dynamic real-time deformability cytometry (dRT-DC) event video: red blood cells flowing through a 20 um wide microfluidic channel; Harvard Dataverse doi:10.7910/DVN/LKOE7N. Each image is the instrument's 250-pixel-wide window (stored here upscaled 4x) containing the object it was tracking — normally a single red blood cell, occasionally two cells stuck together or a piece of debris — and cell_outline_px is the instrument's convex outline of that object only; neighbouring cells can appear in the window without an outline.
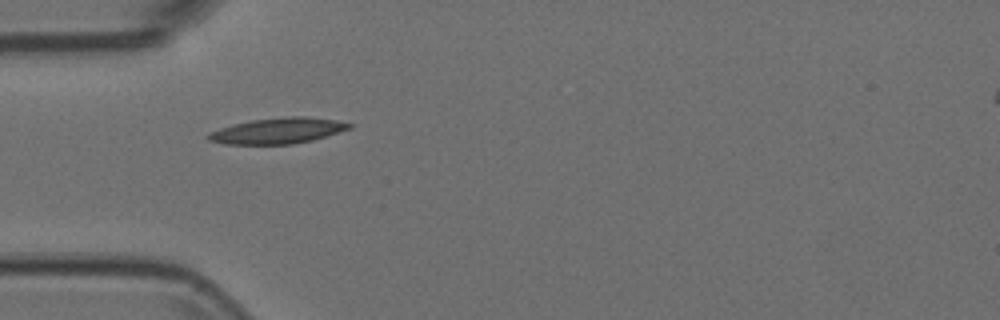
{"species": "Egyptian fruit bat (a non-hibernating species)", "species_latin": "Rousettus aegyptiacus", "temperature_condition": "room temperature", "stored_images_in_passage": 38, "camera_frame_rate_fps": 3000, "um_per_image_px": 0.085, "animal": {"sex": "female"}, "frame": {"image": 1, "passage_image": 1, "time_ms": 0.0, "image_size_px": [1000, 320], "cell_outline_px": [[352, 128], [312, 140], [292, 144], [224, 144], [208, 140], [204, 136], [208, 132], [232, 124], [252, 120], [292, 116], [304, 116], [336, 120], [352, 124]], "centroid_in_image_um": [23.57, 11.12], "position_along_channel_um": 61.4, "area_um2": 21.15}}
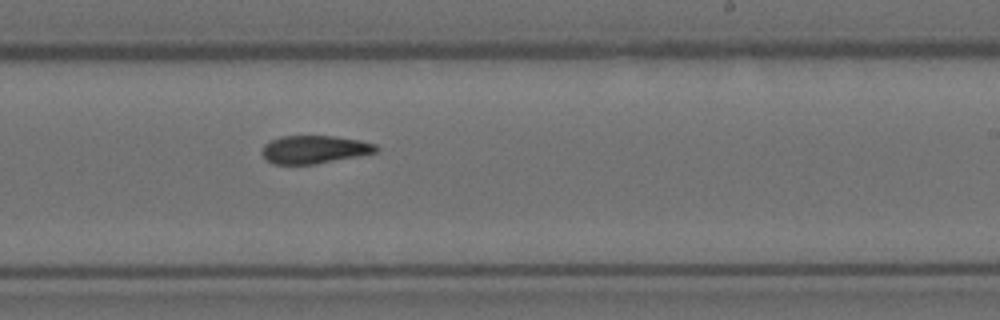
{"frame": {"image": 2, "passage_image": 17, "time_ms": 5.333, "image_size_px": [1000, 320], "cell_outline_px": [[380, 148], [376, 152], [360, 156], [316, 164], [272, 164], [260, 152], [264, 144], [280, 136], [332, 136], [360, 140], [376, 144]], "centroid_in_image_um": [26.74, 12.71], "position_along_channel_um": 262.3, "area_um2": 18.73}}
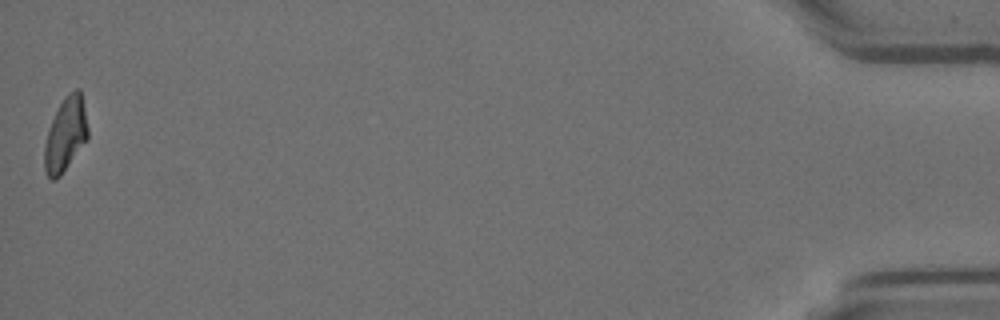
{"frame": {"image": 3, "passage_image": 38, "time_ms": 12.333, "image_size_px": [1000, 320], "cell_outline_px": [[88, 140], [60, 176], [56, 180], [52, 180], [48, 176], [44, 168], [44, 144], [48, 128], [64, 96], [68, 92], [76, 88], [80, 88], [88, 128]], "centroid_in_image_um": [5.57, 11.44], "position_along_channel_um": 429.6, "area_um2": 18.84}}